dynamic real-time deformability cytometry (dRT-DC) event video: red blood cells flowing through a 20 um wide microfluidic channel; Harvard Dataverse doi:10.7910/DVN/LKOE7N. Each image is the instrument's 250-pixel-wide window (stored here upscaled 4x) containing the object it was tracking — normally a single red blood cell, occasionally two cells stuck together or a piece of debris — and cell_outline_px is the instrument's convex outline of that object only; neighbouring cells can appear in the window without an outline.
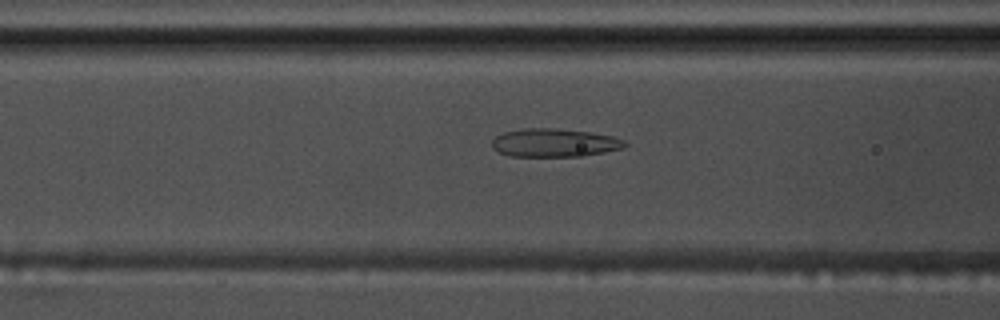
{"species": "common noctule bat (a hibernating species)", "species_latin": "Nyctalus noctula", "temperature_condition": "warm", "stored_images_in_passage": 56, "camera_frame_rate_fps": 3000, "um_per_image_px": 0.085, "animal": {"sex": "male", "body_mass_g": 17.5, "forearm_length_mm": 52.3}, "frame": {"image": 1, "passage_image": 23, "time_ms": 7.333, "image_size_px": [1000, 320], "cell_outline_px": [[628, 144], [624, 148], [584, 156], [508, 156], [492, 148], [492, 140], [496, 136], [504, 132], [520, 128], [556, 128], [588, 132], [612, 136], [624, 140]], "centroid_in_image_um": [47.12, 12.13], "position_along_channel_um": 119.5, "area_um2": 21.96}}
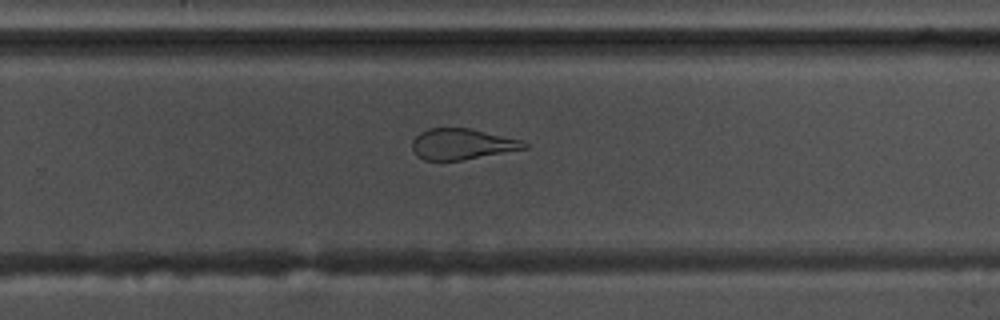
{"frame": {"image": 2, "passage_image": 37, "time_ms": 12.0, "image_size_px": [1000, 320], "cell_outline_px": [[528, 148], [460, 160], [424, 160], [416, 156], [412, 148], [412, 140], [420, 132], [428, 128], [468, 128], [524, 140], [528, 144]], "centroid_in_image_um": [39.26, 12.24], "position_along_channel_um": 290.5, "area_um2": 20.11}}
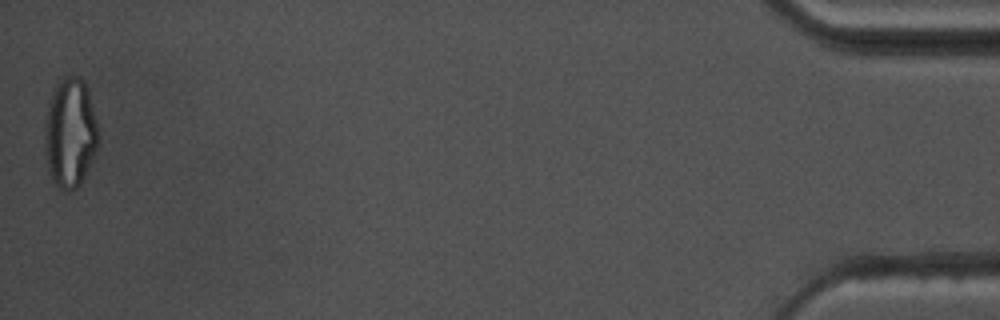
{"frame": {"image": 3, "passage_image": 56, "time_ms": 18.333, "image_size_px": [1000, 320], "cell_outline_px": [[96, 148], [84, 176], [80, 184], [76, 188], [60, 188], [56, 184], [52, 176], [44, 152], [44, 124], [48, 108], [56, 84], [64, 76], [76, 76], [84, 84], [88, 92], [96, 120]], "centroid_in_image_um": [5.92, 11.27], "position_along_channel_um": 429.3, "area_um2": 33.0}, "authors_computed_cell_mechanics": {"area_um2": 24.8251, "velocity_mm_per_s": 3.6706, "shape_relaxation_time_tau1_ms": 8.9411, "shape_relaxation_time_tau2_ms": 1.357, "deformation_change_tau1": 0.2479, "deformation_change_tau2": 0.1155}}